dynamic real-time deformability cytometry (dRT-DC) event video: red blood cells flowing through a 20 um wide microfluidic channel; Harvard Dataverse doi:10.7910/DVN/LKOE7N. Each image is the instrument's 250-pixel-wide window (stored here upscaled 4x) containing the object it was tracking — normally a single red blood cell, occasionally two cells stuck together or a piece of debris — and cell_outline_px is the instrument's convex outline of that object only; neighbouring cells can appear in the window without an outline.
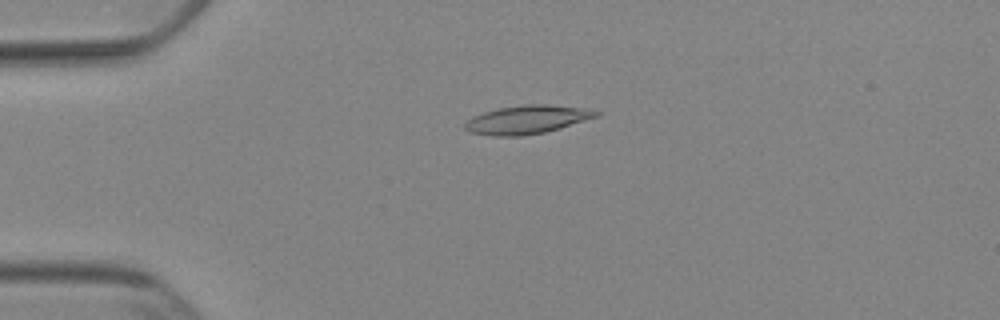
{"species": "Egyptian fruit bat (a non-hibernating species)", "species_latin": "Rousettus aegyptiacus", "temperature_condition": "cold", "stored_images_in_passage": 53, "camera_frame_rate_fps": 3000, "um_per_image_px": 0.085, "animal": {"sex": "female"}, "frame": {"image": 1, "passage_image": 13, "time_ms": 4.0, "image_size_px": [1000, 320], "cell_outline_px": [[600, 116], [560, 128], [544, 132], [520, 136], [492, 136], [472, 132], [464, 128], [464, 124], [472, 116], [484, 112], [500, 108], [524, 104], [548, 104], [588, 108], [600, 112]], "centroid_in_image_um": [44.84, 10.16], "position_along_channel_um": 40.2, "area_um2": 21.79}}
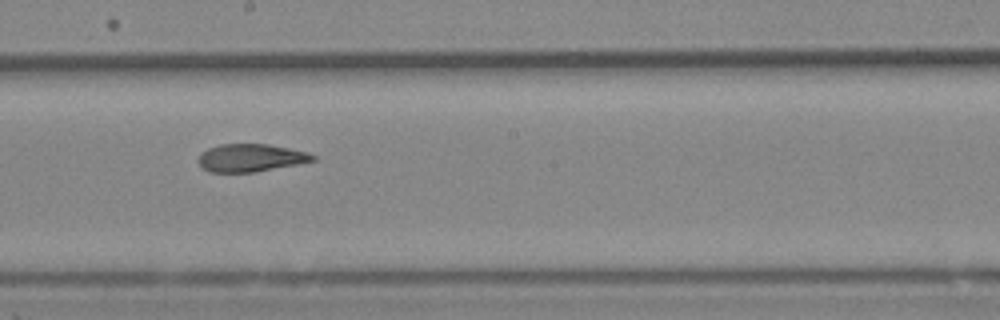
{"frame": {"image": 2, "passage_image": 30, "time_ms": 9.667, "image_size_px": [1000, 320], "cell_outline_px": [[316, 160], [296, 164], [252, 172], [208, 172], [200, 168], [196, 160], [200, 152], [208, 148], [220, 144], [268, 144], [308, 152], [316, 156]], "centroid_in_image_um": [21.23, 13.41], "position_along_channel_um": 227.0, "area_um2": 18.61}}
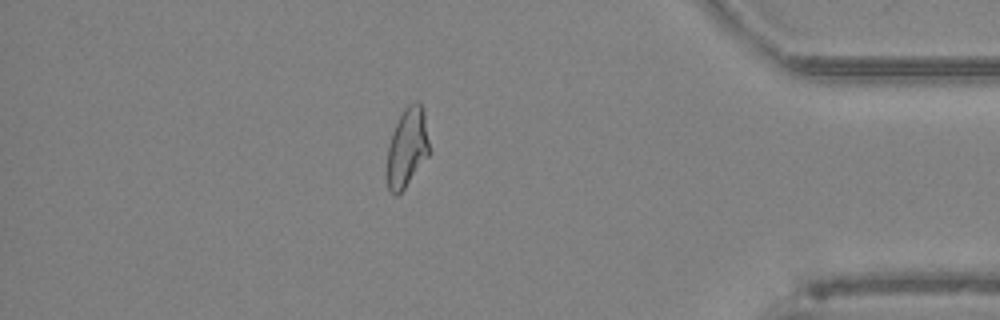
{"frame": {"image": 3, "passage_image": 46, "time_ms": 15.0, "image_size_px": [1000, 320], "cell_outline_px": [[428, 156], [404, 188], [396, 196], [388, 188], [384, 172], [388, 148], [392, 132], [404, 108], [408, 104], [416, 100], [420, 100], [424, 112], [428, 140]], "centroid_in_image_um": [34.56, 12.54], "position_along_channel_um": 400.6, "area_um2": 19.59}, "authors_computed_cell_mechanics": {"area_um2": 20.2878, "velocity_mm_per_s": 3.8733, "shape_relaxation_time_tau1_ms": 7.3829, "shape_relaxation_time_tau2_ms": 1.7042, "deformation_change_tau1": 0.1975, "deformation_change_tau2": 0.0809}}